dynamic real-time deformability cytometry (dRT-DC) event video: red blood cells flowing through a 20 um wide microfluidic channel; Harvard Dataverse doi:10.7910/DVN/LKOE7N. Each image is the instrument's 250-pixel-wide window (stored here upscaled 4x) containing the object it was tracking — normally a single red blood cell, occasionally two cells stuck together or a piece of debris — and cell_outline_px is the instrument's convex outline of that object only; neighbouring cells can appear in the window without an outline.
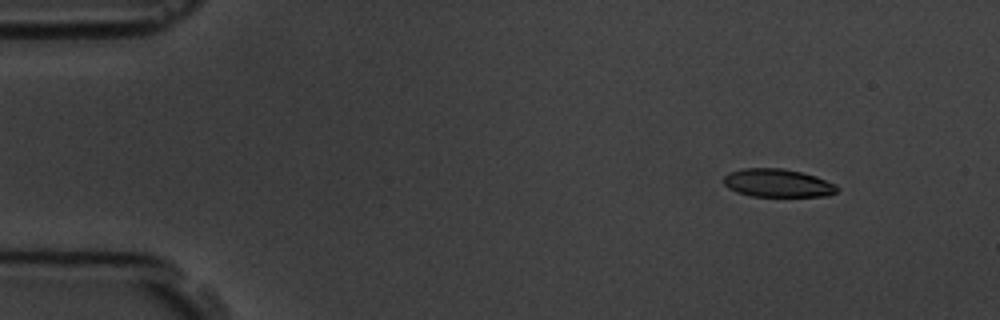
{"species": "common noctule bat (a hibernating species)", "species_latin": "Nyctalus noctula", "temperature_condition": "room temperature", "stored_images_in_passage": 4, "camera_frame_rate_fps": 3000, "um_per_image_px": 0.085, "animal": {"sex": "male", "body_mass_g": 19.5, "forearm_length_mm": 54.6}, "frame": {"image": 1, "passage_image": 1, "time_ms": 0.0, "image_size_px": [1000, 320], "cell_outline_px": [[840, 188], [836, 192], [828, 196], [752, 196], [736, 192], [728, 188], [724, 184], [724, 176], [728, 172], [744, 168], [784, 168], [816, 176], [836, 184]], "centroid_in_image_um": [66.1, 15.56], "position_along_channel_um": 18.9, "area_um2": 18.73}}
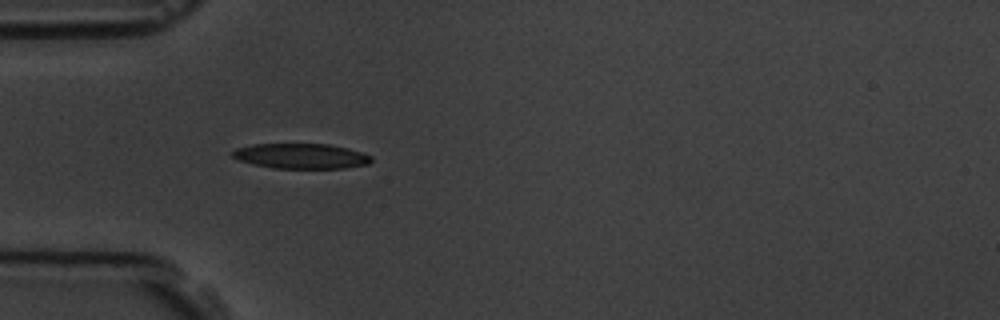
{"frame": {"image": 2, "passage_image": 4, "time_ms": 3.667, "image_size_px": [1000, 320], "cell_outline_px": [[372, 160], [368, 164], [344, 168], [272, 168], [252, 164], [240, 160], [232, 156], [232, 152], [236, 148], [252, 144], [328, 144], [348, 148], [372, 156]], "centroid_in_image_um": [25.58, 13.26], "position_along_channel_um": 59.4, "area_um2": 20.29}}